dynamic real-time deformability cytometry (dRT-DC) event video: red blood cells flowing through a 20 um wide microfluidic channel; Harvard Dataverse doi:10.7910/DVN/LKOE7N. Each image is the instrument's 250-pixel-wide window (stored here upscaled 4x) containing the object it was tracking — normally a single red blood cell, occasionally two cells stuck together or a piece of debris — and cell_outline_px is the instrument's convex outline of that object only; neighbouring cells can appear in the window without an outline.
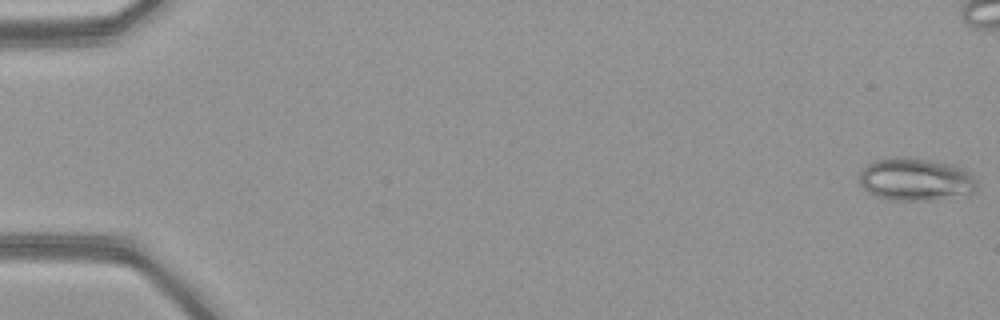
{"species": "common noctule bat (a hibernating species)", "species_latin": "Nyctalus noctula", "temperature_condition": "warm", "stored_images_in_passage": 14, "camera_frame_rate_fps": 3000, "um_per_image_px": 0.085, "animal": {"sex": "female", "body_mass_g": 21.9}, "frame": {"image": 1, "passage_image": 1, "time_ms": 0.0, "image_size_px": [1000, 320], "cell_outline_px": [[976, 188], [972, 192], [928, 200], [892, 200], [876, 196], [868, 192], [860, 184], [860, 172], [868, 164], [876, 160], [892, 156], [928, 160], [952, 164], [968, 172], [976, 180]], "centroid_in_image_um": [77.77, 15.24], "position_along_channel_um": 7.2, "area_um2": 28.67}}